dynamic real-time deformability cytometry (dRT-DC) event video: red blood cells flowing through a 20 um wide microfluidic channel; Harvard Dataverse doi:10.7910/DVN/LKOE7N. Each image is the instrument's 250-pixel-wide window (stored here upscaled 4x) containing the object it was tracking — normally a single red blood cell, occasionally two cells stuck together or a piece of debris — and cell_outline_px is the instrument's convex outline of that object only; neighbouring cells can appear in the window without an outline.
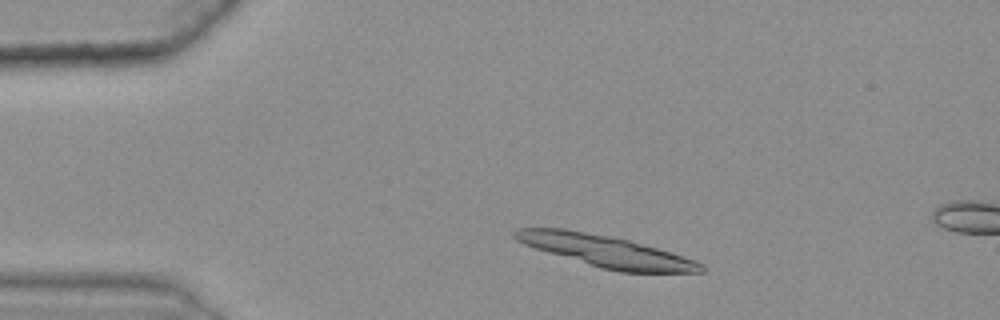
{"species": "common noctule bat (a hibernating species)", "species_latin": "Nyctalus noctula", "temperature_condition": "warm", "stored_images_in_passage": 10, "camera_frame_rate_fps": 3000, "um_per_image_px": 0.085, "animal": {"sex": "female", "body_mass_g": 25.1}, "frame": {"image": 1, "passage_image": 6, "time_ms": 1.667, "image_size_px": [1000, 320], "cell_outline_px": [[704, 272], [620, 272], [600, 268], [548, 252], [524, 244], [516, 240], [512, 236], [512, 232], [520, 228], [564, 228], [608, 236], [628, 240], [656, 248], [696, 260], [704, 264]], "centroid_in_image_um": [51.49, 21.35], "position_along_channel_um": 33.5, "area_um2": 33.81}}